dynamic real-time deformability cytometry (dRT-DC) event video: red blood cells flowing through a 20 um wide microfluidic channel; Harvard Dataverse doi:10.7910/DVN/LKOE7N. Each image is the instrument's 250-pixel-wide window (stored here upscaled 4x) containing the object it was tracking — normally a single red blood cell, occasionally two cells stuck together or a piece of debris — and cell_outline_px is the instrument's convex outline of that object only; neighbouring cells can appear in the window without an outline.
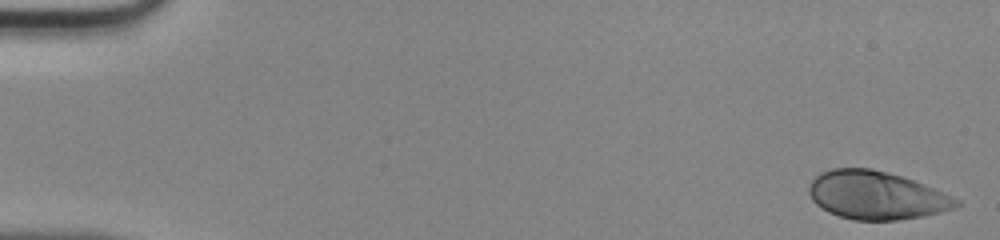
{"species": "human", "species_latin": "Homo sapiens", "temperature_condition": "room temperature", "stored_images_in_passage": 47, "camera_frame_rate_fps": 3000, "um_per_image_px": 0.085, "donor": {"sex": "male"}, "frame": {"image": 1, "passage_image": 1, "time_ms": 0.0, "image_size_px": [1000, 240], "cell_outline_px": [[960, 204], [956, 208], [940, 212], [900, 220], [852, 220], [828, 212], [816, 204], [812, 200], [808, 192], [808, 188], [812, 180], [820, 172], [832, 168], [872, 168], [900, 176], [924, 184], [952, 196], [960, 200]], "centroid_in_image_um": [74.46, 16.6], "position_along_channel_um": 10.5, "area_um2": 41.27}}
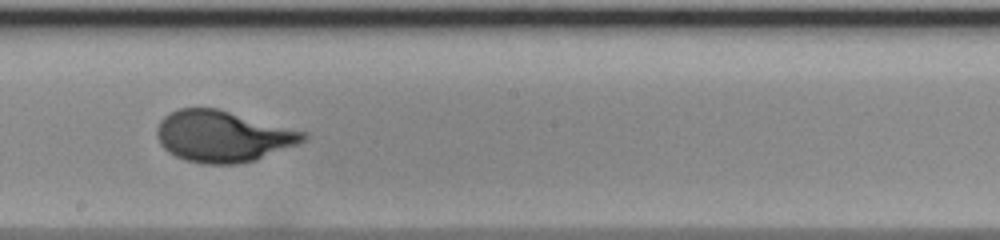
{"frame": {"image": 2, "passage_image": 27, "time_ms": 8.667, "image_size_px": [1000, 240], "cell_outline_px": [[308, 136], [304, 140], [296, 144], [256, 160], [236, 164], [200, 164], [184, 160], [168, 152], [160, 144], [156, 136], [156, 128], [160, 120], [168, 112], [180, 108], [216, 108], [308, 132]], "centroid_in_image_um": [18.9, 11.59], "position_along_channel_um": 229.3, "area_um2": 43.87}}
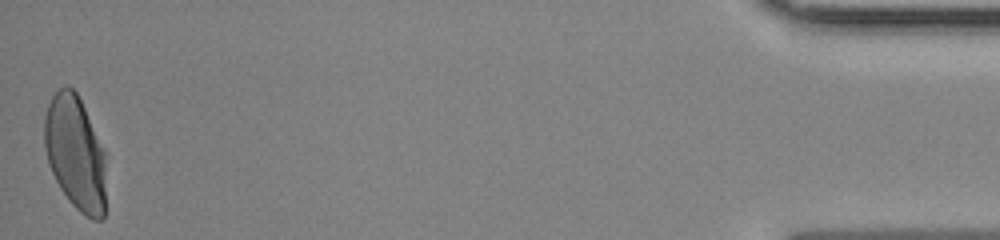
{"frame": {"image": 3, "passage_image": 47, "time_ms": 15.333, "image_size_px": [1000, 240], "cell_outline_px": [[104, 216], [100, 220], [92, 220], [80, 212], [68, 200], [60, 188], [48, 164], [44, 148], [44, 116], [48, 104], [52, 96], [64, 84], [68, 84], [76, 92], [104, 148]], "centroid_in_image_um": [6.37, 12.99], "position_along_channel_um": 428.8, "area_um2": 40.92}}